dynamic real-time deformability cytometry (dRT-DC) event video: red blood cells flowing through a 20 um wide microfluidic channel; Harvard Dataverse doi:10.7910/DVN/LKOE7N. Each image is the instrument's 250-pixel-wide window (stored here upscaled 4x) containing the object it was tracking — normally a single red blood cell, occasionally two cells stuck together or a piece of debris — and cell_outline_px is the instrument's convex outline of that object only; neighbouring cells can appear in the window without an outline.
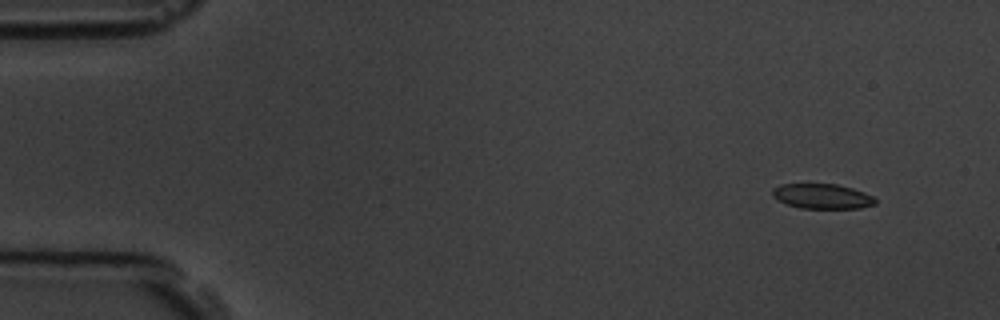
{"species": "common noctule bat (a hibernating species)", "species_latin": "Nyctalus noctula", "temperature_condition": "room temperature", "stored_images_in_passage": 6, "camera_frame_rate_fps": 3000, "um_per_image_px": 0.085, "animal": {"sex": "male", "body_mass_g": 19.5, "forearm_length_mm": 54.6}, "frame": {"image": 1, "passage_image": 1, "time_ms": 0.0, "image_size_px": [1000, 320], "cell_outline_px": [[876, 204], [860, 208], [800, 208], [788, 204], [772, 196], [772, 188], [780, 184], [836, 184], [852, 188], [864, 192], [872, 196], [876, 200]], "centroid_in_image_um": [69.89, 16.68], "position_along_channel_um": 15.1, "area_um2": 14.85}}
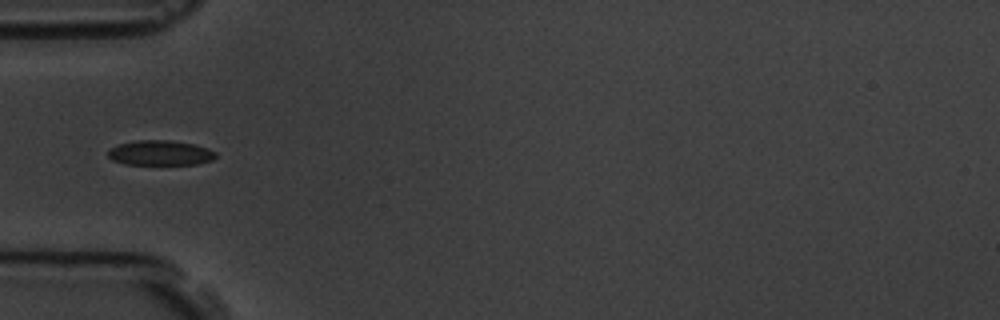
{"frame": {"image": 2, "passage_image": 5, "time_ms": 4.667, "image_size_px": [1000, 320], "cell_outline_px": [[216, 156], [212, 160], [196, 164], [124, 164], [112, 160], [108, 156], [108, 152], [112, 148], [120, 144], [136, 140], [168, 140], [192, 144], [208, 148], [216, 152]], "centroid_in_image_um": [13.63, 13.0], "position_along_channel_um": 71.4, "area_um2": 15.49}}
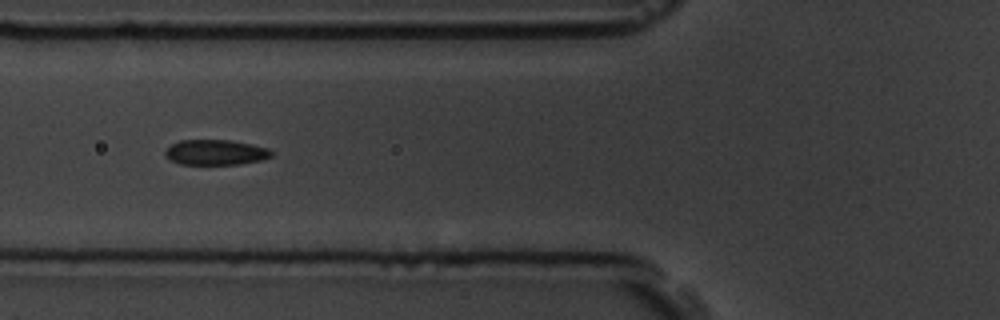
{"frame": {"image": 3, "passage_image": 6, "time_ms": 5.667, "image_size_px": [1000, 320], "cell_outline_px": [[272, 156], [260, 160], [236, 164], [180, 164], [172, 160], [164, 152], [172, 144], [180, 140], [232, 140], [252, 144], [268, 148], [272, 152]], "centroid_in_image_um": [18.35, 12.94], "position_along_channel_um": 107.5, "area_um2": 15.43}}